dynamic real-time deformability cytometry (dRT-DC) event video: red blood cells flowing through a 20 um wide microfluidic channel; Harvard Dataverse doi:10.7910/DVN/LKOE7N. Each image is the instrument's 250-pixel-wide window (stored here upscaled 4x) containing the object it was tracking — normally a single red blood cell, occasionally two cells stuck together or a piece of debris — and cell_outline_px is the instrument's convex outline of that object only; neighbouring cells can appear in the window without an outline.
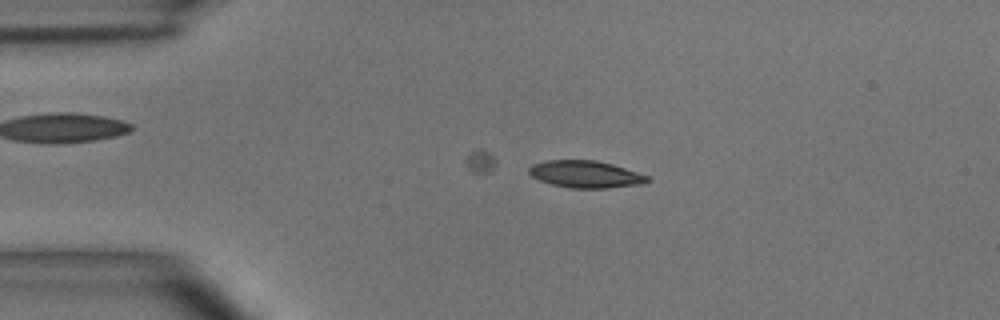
{"species": "common noctule bat (a hibernating species)", "species_latin": "Nyctalus noctula", "temperature_condition": "room temperature", "stored_images_in_passage": 3, "camera_frame_rate_fps": 3000, "um_per_image_px": 0.085, "animal": {"sex": "male", "body_mass_g": 15.6}, "frame": {"image": 1, "passage_image": 2, "time_ms": 0.333, "image_size_px": [1000, 320], "cell_outline_px": [[652, 180], [644, 184], [608, 188], [568, 188], [552, 184], [540, 180], [532, 176], [528, 172], [528, 168], [532, 164], [548, 160], [596, 160], [612, 164], [648, 176]], "centroid_in_image_um": [49.78, 14.81], "position_along_channel_um": 35.2, "area_um2": 18.73}}